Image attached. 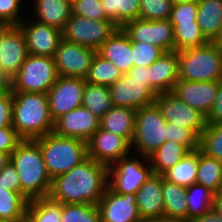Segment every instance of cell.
<instances>
[{"mask_svg":"<svg viewBox=\"0 0 222 222\" xmlns=\"http://www.w3.org/2000/svg\"><path fill=\"white\" fill-rule=\"evenodd\" d=\"M108 187V166L91 158L51 180L48 197L61 204L97 205Z\"/></svg>","mask_w":222,"mask_h":222,"instance_id":"6da1fadb","label":"cell"},{"mask_svg":"<svg viewBox=\"0 0 222 222\" xmlns=\"http://www.w3.org/2000/svg\"><path fill=\"white\" fill-rule=\"evenodd\" d=\"M12 128L23 140H34L53 132L54 121L44 93L12 92Z\"/></svg>","mask_w":222,"mask_h":222,"instance_id":"7a4b0ae2","label":"cell"},{"mask_svg":"<svg viewBox=\"0 0 222 222\" xmlns=\"http://www.w3.org/2000/svg\"><path fill=\"white\" fill-rule=\"evenodd\" d=\"M21 182V194L28 200L48 197L51 178L35 140H22L11 154Z\"/></svg>","mask_w":222,"mask_h":222,"instance_id":"3957f363","label":"cell"},{"mask_svg":"<svg viewBox=\"0 0 222 222\" xmlns=\"http://www.w3.org/2000/svg\"><path fill=\"white\" fill-rule=\"evenodd\" d=\"M34 140L40 146L51 179L70 171L88 158L87 142L82 139L51 132Z\"/></svg>","mask_w":222,"mask_h":222,"instance_id":"277c9868","label":"cell"},{"mask_svg":"<svg viewBox=\"0 0 222 222\" xmlns=\"http://www.w3.org/2000/svg\"><path fill=\"white\" fill-rule=\"evenodd\" d=\"M179 79L186 81L222 80V52L212 43L178 52Z\"/></svg>","mask_w":222,"mask_h":222,"instance_id":"5b68a950","label":"cell"},{"mask_svg":"<svg viewBox=\"0 0 222 222\" xmlns=\"http://www.w3.org/2000/svg\"><path fill=\"white\" fill-rule=\"evenodd\" d=\"M58 77L53 57L28 54L19 72L11 79L9 89L46 94Z\"/></svg>","mask_w":222,"mask_h":222,"instance_id":"8992f818","label":"cell"},{"mask_svg":"<svg viewBox=\"0 0 222 222\" xmlns=\"http://www.w3.org/2000/svg\"><path fill=\"white\" fill-rule=\"evenodd\" d=\"M153 174L148 157L128 154L108 166V187L122 195L136 194Z\"/></svg>","mask_w":222,"mask_h":222,"instance_id":"52a82bcc","label":"cell"},{"mask_svg":"<svg viewBox=\"0 0 222 222\" xmlns=\"http://www.w3.org/2000/svg\"><path fill=\"white\" fill-rule=\"evenodd\" d=\"M167 121L155 104L136 110L135 133L131 143L132 153L151 156L167 141Z\"/></svg>","mask_w":222,"mask_h":222,"instance_id":"ba28073f","label":"cell"},{"mask_svg":"<svg viewBox=\"0 0 222 222\" xmlns=\"http://www.w3.org/2000/svg\"><path fill=\"white\" fill-rule=\"evenodd\" d=\"M117 28L110 20H95L71 14L62 30V38L97 51Z\"/></svg>","mask_w":222,"mask_h":222,"instance_id":"9c48e42d","label":"cell"},{"mask_svg":"<svg viewBox=\"0 0 222 222\" xmlns=\"http://www.w3.org/2000/svg\"><path fill=\"white\" fill-rule=\"evenodd\" d=\"M154 104L168 123L190 129L198 137L206 128V116L178 99L172 92L157 94Z\"/></svg>","mask_w":222,"mask_h":222,"instance_id":"30bf717a","label":"cell"},{"mask_svg":"<svg viewBox=\"0 0 222 222\" xmlns=\"http://www.w3.org/2000/svg\"><path fill=\"white\" fill-rule=\"evenodd\" d=\"M85 79L59 76L48 90L49 113L53 121L82 106Z\"/></svg>","mask_w":222,"mask_h":222,"instance_id":"8fae6325","label":"cell"},{"mask_svg":"<svg viewBox=\"0 0 222 222\" xmlns=\"http://www.w3.org/2000/svg\"><path fill=\"white\" fill-rule=\"evenodd\" d=\"M27 56V44L20 27L0 26V69L9 81L19 72Z\"/></svg>","mask_w":222,"mask_h":222,"instance_id":"7c38bea8","label":"cell"},{"mask_svg":"<svg viewBox=\"0 0 222 222\" xmlns=\"http://www.w3.org/2000/svg\"><path fill=\"white\" fill-rule=\"evenodd\" d=\"M96 53L93 48L62 38L53 56L58 75L85 79Z\"/></svg>","mask_w":222,"mask_h":222,"instance_id":"4fadbf2b","label":"cell"},{"mask_svg":"<svg viewBox=\"0 0 222 222\" xmlns=\"http://www.w3.org/2000/svg\"><path fill=\"white\" fill-rule=\"evenodd\" d=\"M122 29L131 41L147 42L164 52L175 51L174 27L169 19L156 21L134 19L127 22Z\"/></svg>","mask_w":222,"mask_h":222,"instance_id":"5bb4252c","label":"cell"},{"mask_svg":"<svg viewBox=\"0 0 222 222\" xmlns=\"http://www.w3.org/2000/svg\"><path fill=\"white\" fill-rule=\"evenodd\" d=\"M109 88L114 106L138 110L154 104L156 95L146 80L133 79L128 74H122Z\"/></svg>","mask_w":222,"mask_h":222,"instance_id":"9a60e30c","label":"cell"},{"mask_svg":"<svg viewBox=\"0 0 222 222\" xmlns=\"http://www.w3.org/2000/svg\"><path fill=\"white\" fill-rule=\"evenodd\" d=\"M28 18L18 24L24 34L28 54L53 57L62 39V30Z\"/></svg>","mask_w":222,"mask_h":222,"instance_id":"2e32d148","label":"cell"},{"mask_svg":"<svg viewBox=\"0 0 222 222\" xmlns=\"http://www.w3.org/2000/svg\"><path fill=\"white\" fill-rule=\"evenodd\" d=\"M87 150L89 158L107 166L132 153L127 139L102 128L87 141Z\"/></svg>","mask_w":222,"mask_h":222,"instance_id":"e0dca14e","label":"cell"},{"mask_svg":"<svg viewBox=\"0 0 222 222\" xmlns=\"http://www.w3.org/2000/svg\"><path fill=\"white\" fill-rule=\"evenodd\" d=\"M101 222H141L136 194H119L106 188L97 204Z\"/></svg>","mask_w":222,"mask_h":222,"instance_id":"ac0fdd59","label":"cell"},{"mask_svg":"<svg viewBox=\"0 0 222 222\" xmlns=\"http://www.w3.org/2000/svg\"><path fill=\"white\" fill-rule=\"evenodd\" d=\"M99 128L100 119L87 108L80 106L56 119L53 132L59 136L75 137L87 142Z\"/></svg>","mask_w":222,"mask_h":222,"instance_id":"d6986e66","label":"cell"},{"mask_svg":"<svg viewBox=\"0 0 222 222\" xmlns=\"http://www.w3.org/2000/svg\"><path fill=\"white\" fill-rule=\"evenodd\" d=\"M218 84L219 81L200 82L179 79L171 92L178 99L207 116L216 98Z\"/></svg>","mask_w":222,"mask_h":222,"instance_id":"ffe728a7","label":"cell"},{"mask_svg":"<svg viewBox=\"0 0 222 222\" xmlns=\"http://www.w3.org/2000/svg\"><path fill=\"white\" fill-rule=\"evenodd\" d=\"M177 51L164 52L149 66L150 88L155 95L171 92L179 80Z\"/></svg>","mask_w":222,"mask_h":222,"instance_id":"44dd1931","label":"cell"},{"mask_svg":"<svg viewBox=\"0 0 222 222\" xmlns=\"http://www.w3.org/2000/svg\"><path fill=\"white\" fill-rule=\"evenodd\" d=\"M97 53L111 61L122 74H126L134 66L131 40L122 28H117L99 47Z\"/></svg>","mask_w":222,"mask_h":222,"instance_id":"7402d4cb","label":"cell"},{"mask_svg":"<svg viewBox=\"0 0 222 222\" xmlns=\"http://www.w3.org/2000/svg\"><path fill=\"white\" fill-rule=\"evenodd\" d=\"M136 205L141 219L164 215L162 175L153 174L136 192Z\"/></svg>","mask_w":222,"mask_h":222,"instance_id":"603a6c76","label":"cell"},{"mask_svg":"<svg viewBox=\"0 0 222 222\" xmlns=\"http://www.w3.org/2000/svg\"><path fill=\"white\" fill-rule=\"evenodd\" d=\"M33 16L39 23L63 30L72 14V3L69 0H34ZM34 13V14H33Z\"/></svg>","mask_w":222,"mask_h":222,"instance_id":"cb8c5ba5","label":"cell"},{"mask_svg":"<svg viewBox=\"0 0 222 222\" xmlns=\"http://www.w3.org/2000/svg\"><path fill=\"white\" fill-rule=\"evenodd\" d=\"M136 125V110L113 106L100 119V128L121 136L132 143Z\"/></svg>","mask_w":222,"mask_h":222,"instance_id":"d4e9b609","label":"cell"},{"mask_svg":"<svg viewBox=\"0 0 222 222\" xmlns=\"http://www.w3.org/2000/svg\"><path fill=\"white\" fill-rule=\"evenodd\" d=\"M196 21L205 38L212 42L222 28V0H197Z\"/></svg>","mask_w":222,"mask_h":222,"instance_id":"484cf974","label":"cell"},{"mask_svg":"<svg viewBox=\"0 0 222 222\" xmlns=\"http://www.w3.org/2000/svg\"><path fill=\"white\" fill-rule=\"evenodd\" d=\"M199 166V149L190 151L175 166L162 174L164 180L183 187L196 183Z\"/></svg>","mask_w":222,"mask_h":222,"instance_id":"4316f807","label":"cell"},{"mask_svg":"<svg viewBox=\"0 0 222 222\" xmlns=\"http://www.w3.org/2000/svg\"><path fill=\"white\" fill-rule=\"evenodd\" d=\"M190 151L175 141H166L151 156L149 161L155 175H162L175 166Z\"/></svg>","mask_w":222,"mask_h":222,"instance_id":"83f0119b","label":"cell"},{"mask_svg":"<svg viewBox=\"0 0 222 222\" xmlns=\"http://www.w3.org/2000/svg\"><path fill=\"white\" fill-rule=\"evenodd\" d=\"M82 106L101 119L114 106L110 88L85 81Z\"/></svg>","mask_w":222,"mask_h":222,"instance_id":"f1b7e54d","label":"cell"},{"mask_svg":"<svg viewBox=\"0 0 222 222\" xmlns=\"http://www.w3.org/2000/svg\"><path fill=\"white\" fill-rule=\"evenodd\" d=\"M164 215L187 220L186 187L170 183L162 177Z\"/></svg>","mask_w":222,"mask_h":222,"instance_id":"f546056e","label":"cell"},{"mask_svg":"<svg viewBox=\"0 0 222 222\" xmlns=\"http://www.w3.org/2000/svg\"><path fill=\"white\" fill-rule=\"evenodd\" d=\"M196 183L208 188L215 195L222 192V162L199 150Z\"/></svg>","mask_w":222,"mask_h":222,"instance_id":"4dcf8cb0","label":"cell"},{"mask_svg":"<svg viewBox=\"0 0 222 222\" xmlns=\"http://www.w3.org/2000/svg\"><path fill=\"white\" fill-rule=\"evenodd\" d=\"M106 17L118 28L139 19L140 0H101Z\"/></svg>","mask_w":222,"mask_h":222,"instance_id":"1f68e13d","label":"cell"},{"mask_svg":"<svg viewBox=\"0 0 222 222\" xmlns=\"http://www.w3.org/2000/svg\"><path fill=\"white\" fill-rule=\"evenodd\" d=\"M215 194L208 188L195 183L186 187L187 221L200 217L214 208Z\"/></svg>","mask_w":222,"mask_h":222,"instance_id":"d6a6232c","label":"cell"},{"mask_svg":"<svg viewBox=\"0 0 222 222\" xmlns=\"http://www.w3.org/2000/svg\"><path fill=\"white\" fill-rule=\"evenodd\" d=\"M28 202L21 193L0 187V222H18L26 217Z\"/></svg>","mask_w":222,"mask_h":222,"instance_id":"836d02e7","label":"cell"},{"mask_svg":"<svg viewBox=\"0 0 222 222\" xmlns=\"http://www.w3.org/2000/svg\"><path fill=\"white\" fill-rule=\"evenodd\" d=\"M171 23L174 27L175 51L200 47L209 42L202 34L197 21Z\"/></svg>","mask_w":222,"mask_h":222,"instance_id":"e575fe53","label":"cell"},{"mask_svg":"<svg viewBox=\"0 0 222 222\" xmlns=\"http://www.w3.org/2000/svg\"><path fill=\"white\" fill-rule=\"evenodd\" d=\"M26 216L32 222H62V204L49 197L32 199L28 202Z\"/></svg>","mask_w":222,"mask_h":222,"instance_id":"d590c367","label":"cell"},{"mask_svg":"<svg viewBox=\"0 0 222 222\" xmlns=\"http://www.w3.org/2000/svg\"><path fill=\"white\" fill-rule=\"evenodd\" d=\"M121 76L122 72L111 61L96 53L85 81L110 87Z\"/></svg>","mask_w":222,"mask_h":222,"instance_id":"8d00e7d4","label":"cell"},{"mask_svg":"<svg viewBox=\"0 0 222 222\" xmlns=\"http://www.w3.org/2000/svg\"><path fill=\"white\" fill-rule=\"evenodd\" d=\"M199 150L222 162V123L206 124L199 137Z\"/></svg>","mask_w":222,"mask_h":222,"instance_id":"74e56055","label":"cell"},{"mask_svg":"<svg viewBox=\"0 0 222 222\" xmlns=\"http://www.w3.org/2000/svg\"><path fill=\"white\" fill-rule=\"evenodd\" d=\"M62 222H101L97 205L62 204Z\"/></svg>","mask_w":222,"mask_h":222,"instance_id":"f35d334b","label":"cell"},{"mask_svg":"<svg viewBox=\"0 0 222 222\" xmlns=\"http://www.w3.org/2000/svg\"><path fill=\"white\" fill-rule=\"evenodd\" d=\"M172 6L171 0H140L139 19L148 21L169 19Z\"/></svg>","mask_w":222,"mask_h":222,"instance_id":"ab89813d","label":"cell"},{"mask_svg":"<svg viewBox=\"0 0 222 222\" xmlns=\"http://www.w3.org/2000/svg\"><path fill=\"white\" fill-rule=\"evenodd\" d=\"M134 66L148 67L153 64L164 51L147 42L131 41Z\"/></svg>","mask_w":222,"mask_h":222,"instance_id":"60d3db41","label":"cell"},{"mask_svg":"<svg viewBox=\"0 0 222 222\" xmlns=\"http://www.w3.org/2000/svg\"><path fill=\"white\" fill-rule=\"evenodd\" d=\"M166 129L167 141L180 143L189 151L199 149V137L192 130L168 122L166 124Z\"/></svg>","mask_w":222,"mask_h":222,"instance_id":"b9f144b4","label":"cell"},{"mask_svg":"<svg viewBox=\"0 0 222 222\" xmlns=\"http://www.w3.org/2000/svg\"><path fill=\"white\" fill-rule=\"evenodd\" d=\"M72 14L95 20H109L101 0H75L72 3Z\"/></svg>","mask_w":222,"mask_h":222,"instance_id":"7bdbcfd3","label":"cell"},{"mask_svg":"<svg viewBox=\"0 0 222 222\" xmlns=\"http://www.w3.org/2000/svg\"><path fill=\"white\" fill-rule=\"evenodd\" d=\"M23 2L24 0H0V26L18 25L26 17L20 16L23 15Z\"/></svg>","mask_w":222,"mask_h":222,"instance_id":"ee69618b","label":"cell"},{"mask_svg":"<svg viewBox=\"0 0 222 222\" xmlns=\"http://www.w3.org/2000/svg\"><path fill=\"white\" fill-rule=\"evenodd\" d=\"M198 12L197 1L173 4L170 12V22H192L196 21Z\"/></svg>","mask_w":222,"mask_h":222,"instance_id":"f6af8a7d","label":"cell"},{"mask_svg":"<svg viewBox=\"0 0 222 222\" xmlns=\"http://www.w3.org/2000/svg\"><path fill=\"white\" fill-rule=\"evenodd\" d=\"M13 94L7 89L0 90V128L12 127Z\"/></svg>","mask_w":222,"mask_h":222,"instance_id":"bcb514c9","label":"cell"},{"mask_svg":"<svg viewBox=\"0 0 222 222\" xmlns=\"http://www.w3.org/2000/svg\"><path fill=\"white\" fill-rule=\"evenodd\" d=\"M0 187L21 193V182L15 165L10 161L0 172Z\"/></svg>","mask_w":222,"mask_h":222,"instance_id":"7dc6e473","label":"cell"},{"mask_svg":"<svg viewBox=\"0 0 222 222\" xmlns=\"http://www.w3.org/2000/svg\"><path fill=\"white\" fill-rule=\"evenodd\" d=\"M22 140L12 127L0 128V153L11 155Z\"/></svg>","mask_w":222,"mask_h":222,"instance_id":"c3c4849f","label":"cell"},{"mask_svg":"<svg viewBox=\"0 0 222 222\" xmlns=\"http://www.w3.org/2000/svg\"><path fill=\"white\" fill-rule=\"evenodd\" d=\"M222 123V80L219 81L217 95L212 109L206 116V124Z\"/></svg>","mask_w":222,"mask_h":222,"instance_id":"681fc988","label":"cell"},{"mask_svg":"<svg viewBox=\"0 0 222 222\" xmlns=\"http://www.w3.org/2000/svg\"><path fill=\"white\" fill-rule=\"evenodd\" d=\"M126 74H128L133 79L146 80L147 83L150 85L149 66L148 67L133 66Z\"/></svg>","mask_w":222,"mask_h":222,"instance_id":"f907efd6","label":"cell"},{"mask_svg":"<svg viewBox=\"0 0 222 222\" xmlns=\"http://www.w3.org/2000/svg\"><path fill=\"white\" fill-rule=\"evenodd\" d=\"M191 222H222V218L213 208L200 217L193 219Z\"/></svg>","mask_w":222,"mask_h":222,"instance_id":"816d5d0a","label":"cell"},{"mask_svg":"<svg viewBox=\"0 0 222 222\" xmlns=\"http://www.w3.org/2000/svg\"><path fill=\"white\" fill-rule=\"evenodd\" d=\"M141 222H189V221H187L186 219L173 218V217H168L166 215H162L157 217L145 218L142 219Z\"/></svg>","mask_w":222,"mask_h":222,"instance_id":"f5cc1de1","label":"cell"},{"mask_svg":"<svg viewBox=\"0 0 222 222\" xmlns=\"http://www.w3.org/2000/svg\"><path fill=\"white\" fill-rule=\"evenodd\" d=\"M214 210H216L222 218V192L218 193L214 197Z\"/></svg>","mask_w":222,"mask_h":222,"instance_id":"db71d44e","label":"cell"},{"mask_svg":"<svg viewBox=\"0 0 222 222\" xmlns=\"http://www.w3.org/2000/svg\"><path fill=\"white\" fill-rule=\"evenodd\" d=\"M11 161V155L0 153V172L4 169V167Z\"/></svg>","mask_w":222,"mask_h":222,"instance_id":"11a10c76","label":"cell"},{"mask_svg":"<svg viewBox=\"0 0 222 222\" xmlns=\"http://www.w3.org/2000/svg\"><path fill=\"white\" fill-rule=\"evenodd\" d=\"M212 43L222 52V28L218 35L213 39Z\"/></svg>","mask_w":222,"mask_h":222,"instance_id":"9f6ffc18","label":"cell"},{"mask_svg":"<svg viewBox=\"0 0 222 222\" xmlns=\"http://www.w3.org/2000/svg\"><path fill=\"white\" fill-rule=\"evenodd\" d=\"M10 81L4 76L0 69V88L1 89H7L9 88Z\"/></svg>","mask_w":222,"mask_h":222,"instance_id":"6f0895ef","label":"cell"},{"mask_svg":"<svg viewBox=\"0 0 222 222\" xmlns=\"http://www.w3.org/2000/svg\"><path fill=\"white\" fill-rule=\"evenodd\" d=\"M173 4L177 3H183V2H191V1H197V0H171Z\"/></svg>","mask_w":222,"mask_h":222,"instance_id":"680465c9","label":"cell"},{"mask_svg":"<svg viewBox=\"0 0 222 222\" xmlns=\"http://www.w3.org/2000/svg\"><path fill=\"white\" fill-rule=\"evenodd\" d=\"M18 222H32V221L26 216Z\"/></svg>","mask_w":222,"mask_h":222,"instance_id":"91938a15","label":"cell"}]
</instances>
